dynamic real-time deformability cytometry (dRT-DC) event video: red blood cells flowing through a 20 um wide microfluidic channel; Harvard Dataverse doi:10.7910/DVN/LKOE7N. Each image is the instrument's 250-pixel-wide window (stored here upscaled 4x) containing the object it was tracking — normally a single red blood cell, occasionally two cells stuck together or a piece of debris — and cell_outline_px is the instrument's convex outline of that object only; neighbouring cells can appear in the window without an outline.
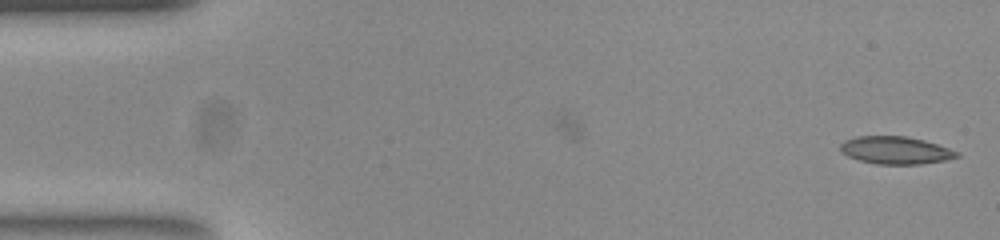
{"species": "common noctule bat (a hibernating species)", "species_latin": "Nyctalus noctula", "temperature_condition": "room temperature", "stored_images_in_passage": 7, "camera_frame_rate_fps": 3000, "um_per_image_px": 0.085, "animal": {"sex": "female", "body_mass_g": 23.0, "forearm_length_mm": 53.4}, "frame": {"image": 1, "passage_image": 7, "time_ms": 2.0, "image_size_px": [1000, 240], "cell_outline_px": [[960, 156], [944, 160], [920, 164], [876, 164], [860, 160], [848, 156], [840, 152], [840, 144], [844, 140], [856, 136], [908, 136], [924, 140], [960, 152]], "centroid_in_image_um": [76.1, 12.76], "position_along_channel_um": 8.9, "area_um2": 18.73}}